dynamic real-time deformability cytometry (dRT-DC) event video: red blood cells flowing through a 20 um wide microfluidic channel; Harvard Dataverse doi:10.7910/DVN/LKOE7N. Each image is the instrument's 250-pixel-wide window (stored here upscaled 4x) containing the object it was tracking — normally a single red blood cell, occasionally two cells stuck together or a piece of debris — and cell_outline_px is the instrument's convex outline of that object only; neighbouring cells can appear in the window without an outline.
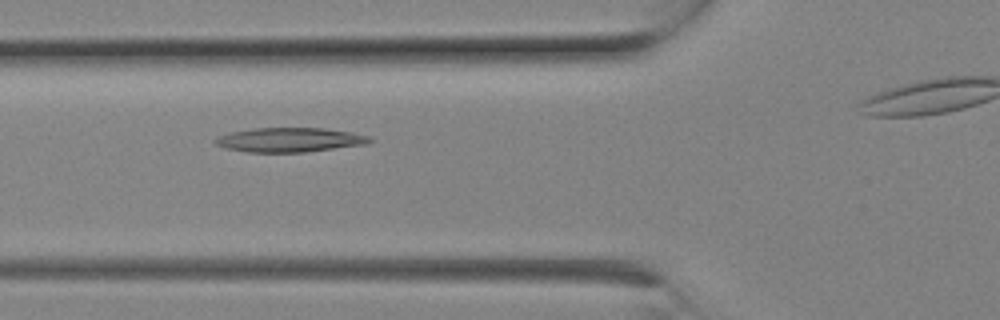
{"species": "Egyptian fruit bat (a non-hibernating species)", "species_latin": "Rousettus aegyptiacus", "temperature_condition": "room temperature", "stored_images_in_passage": 7, "camera_frame_rate_fps": 3000, "um_per_image_px": 0.085, "animal": {"sex": "female"}, "frame": {"image": 1, "passage_image": 5, "time_ms": 1.333, "image_size_px": [1000, 320], "cell_outline_px": [[372, 140], [368, 144], [304, 152], [248, 152], [224, 148], [216, 144], [212, 140], [220, 136], [232, 132], [252, 128], [324, 128], [352, 132], [368, 136]], "centroid_in_image_um": [24.62, 11.89], "position_along_channel_um": 101.2, "area_um2": 21.85}}
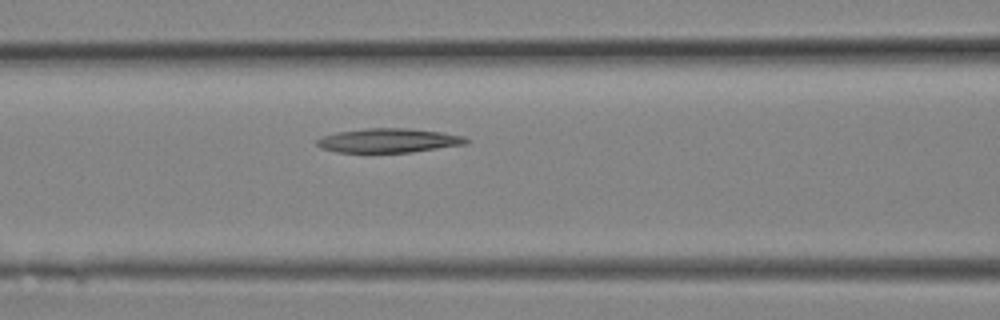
{"frame": {"image": 2, "passage_image": 6, "time_ms": 1.667, "image_size_px": [1000, 320], "cell_outline_px": [[472, 140], [468, 144], [412, 152], [336, 152], [320, 148], [316, 144], [316, 140], [324, 136], [336, 132], [368, 128], [404, 128], [440, 132], [464, 136]], "centroid_in_image_um": [33.06, 11.95], "position_along_channel_um": 133.5, "area_um2": 21.04}}